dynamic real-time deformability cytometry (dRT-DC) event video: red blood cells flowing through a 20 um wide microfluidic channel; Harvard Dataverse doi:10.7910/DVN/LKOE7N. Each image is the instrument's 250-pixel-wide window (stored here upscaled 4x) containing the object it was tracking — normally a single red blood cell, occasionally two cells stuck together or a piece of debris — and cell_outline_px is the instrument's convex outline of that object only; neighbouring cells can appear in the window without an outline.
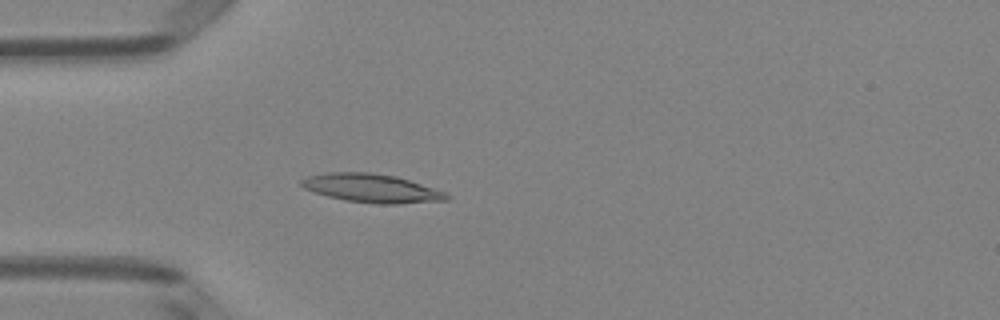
{"species": "Egyptian fruit bat (a non-hibernating species)", "species_latin": "Rousettus aegyptiacus", "temperature_condition": "room temperature", "stored_images_in_passage": 51, "camera_frame_rate_fps": 3000, "um_per_image_px": 0.085, "animal": {"sex": "female"}, "frame": {"image": 1, "passage_image": 15, "time_ms": 4.667, "image_size_px": [1000, 320], "cell_outline_px": [[452, 196], [448, 200], [396, 204], [380, 204], [344, 200], [328, 196], [304, 188], [300, 184], [300, 180], [308, 176], [328, 172], [368, 172], [396, 176], [444, 192]], "centroid_in_image_um": [31.58, 16.0], "position_along_channel_um": 53.4, "area_um2": 23.93}}
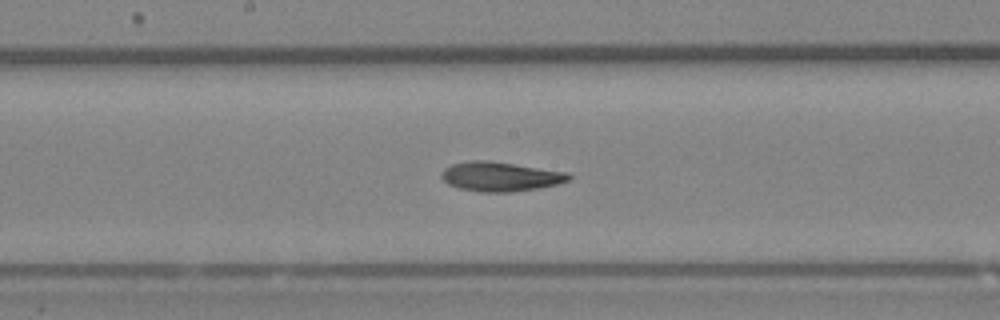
{"frame": {"image": 2, "passage_image": 27, "time_ms": 8.667, "image_size_px": [1000, 320], "cell_outline_px": [[572, 180], [540, 188], [512, 192], [480, 192], [460, 188], [448, 184], [440, 176], [440, 172], [444, 168], [452, 164], [472, 160], [488, 160], [568, 172], [572, 176]], "centroid_in_image_um": [42.54, 15.01], "position_along_channel_um": 205.7, "area_um2": 21.96}}
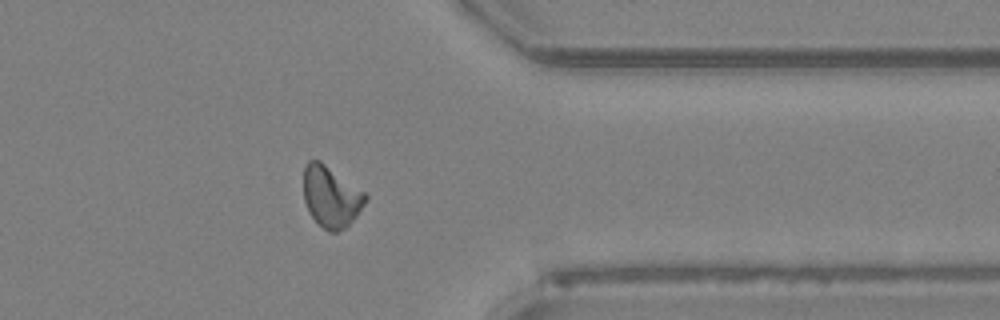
{"frame": {"image": 3, "passage_image": 41, "time_ms": 13.333, "image_size_px": [1000, 320], "cell_outline_px": [[368, 196], [364, 204], [356, 216], [344, 228], [336, 232], [328, 232], [312, 216], [304, 200], [304, 168], [308, 160], [320, 160], [364, 192]], "centroid_in_image_um": [28.13, 16.7], "position_along_channel_um": 383.3, "area_um2": 21.62}, "authors_computed_cell_mechanics": {"area_um2": 21.7906, "velocity_mm_per_s": 4.0118, "shape_relaxation_time_tau1_ms": null, "shape_relaxation_time_tau2_ms": 4.3037, "deformation_change_tau1": null, "deformation_change_tau2": 0.1161}}